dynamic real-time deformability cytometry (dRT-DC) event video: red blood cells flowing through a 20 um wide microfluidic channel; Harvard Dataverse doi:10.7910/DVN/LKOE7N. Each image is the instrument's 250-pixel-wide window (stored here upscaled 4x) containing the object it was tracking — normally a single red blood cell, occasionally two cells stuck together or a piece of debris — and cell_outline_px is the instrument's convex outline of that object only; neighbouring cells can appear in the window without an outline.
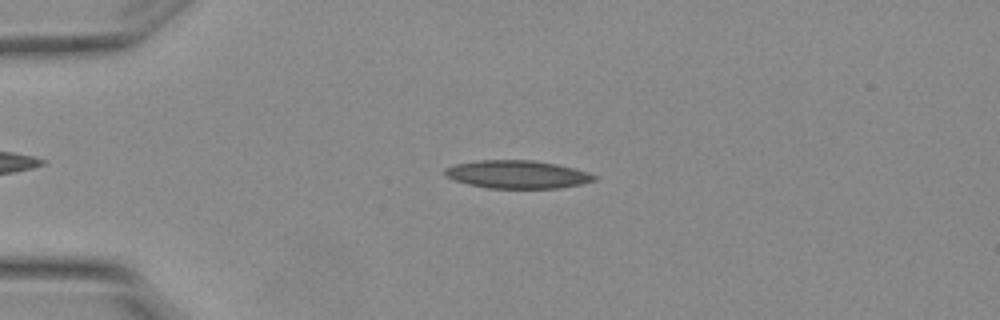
{"species": "Egyptian fruit bat (a non-hibernating species)", "species_latin": "Rousettus aegyptiacus", "temperature_condition": "warm", "stored_images_in_passage": 4, "camera_frame_rate_fps": 3000, "um_per_image_px": 0.085, "animal": {"sex": "female"}, "frame": {"image": 1, "passage_image": 2, "time_ms": 0.333, "image_size_px": [1000, 320], "cell_outline_px": [[596, 180], [580, 184], [560, 188], [488, 188], [468, 184], [444, 176], [444, 168], [456, 164], [476, 160], [532, 160], [556, 164], [588, 172], [596, 176]], "centroid_in_image_um": [43.94, 14.82], "position_along_channel_um": 41.1, "area_um2": 24.28}}
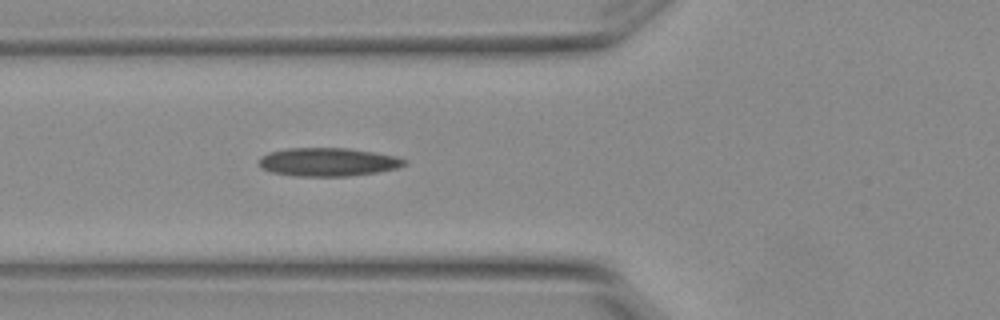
{"frame": {"image": 2, "passage_image": 4, "time_ms": 1.0, "image_size_px": [1000, 320], "cell_outline_px": [[408, 160], [404, 164], [396, 168], [376, 172], [348, 176], [296, 176], [272, 172], [260, 168], [260, 156], [268, 152], [288, 148], [348, 148], [396, 156]], "centroid_in_image_um": [27.84, 13.76], "position_along_channel_um": 98.0, "area_um2": 23.93}}